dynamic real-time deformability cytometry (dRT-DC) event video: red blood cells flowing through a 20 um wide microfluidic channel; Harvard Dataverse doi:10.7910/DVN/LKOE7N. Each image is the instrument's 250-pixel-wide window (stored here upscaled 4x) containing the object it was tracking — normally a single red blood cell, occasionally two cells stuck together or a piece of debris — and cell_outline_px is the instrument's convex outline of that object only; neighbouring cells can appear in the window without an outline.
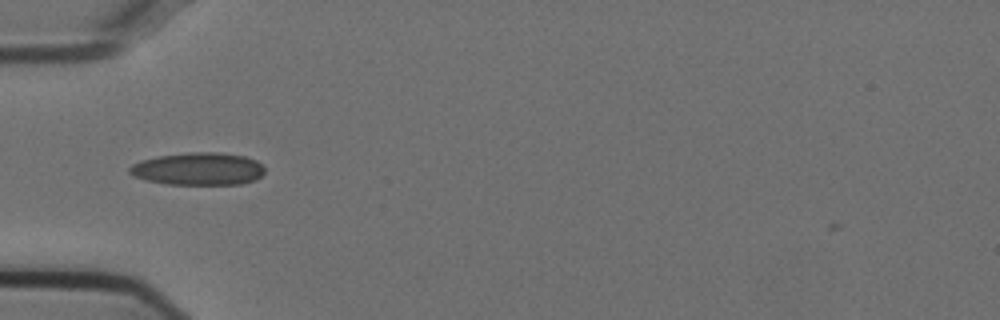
{"species": "Egyptian fruit bat (a non-hibernating species)", "species_latin": "Rousettus aegyptiacus", "temperature_condition": "cold", "stored_images_in_passage": 32, "camera_frame_rate_fps": 3000, "um_per_image_px": 0.085, "animal": {"sex": "female"}, "frame": {"image": 1, "passage_image": 1, "time_ms": 0.0, "image_size_px": [1000, 320], "cell_outline_px": [[264, 172], [256, 180], [240, 184], [168, 184], [144, 180], [132, 176], [128, 172], [128, 168], [132, 164], [140, 160], [160, 156], [188, 152], [216, 152], [244, 156], [256, 160], [264, 168]], "centroid_in_image_um": [16.81, 14.36], "position_along_channel_um": 68.2, "area_um2": 25.72}}
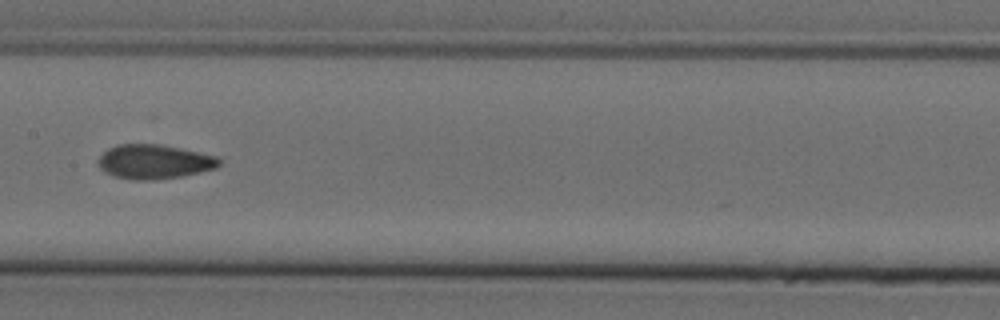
{"frame": {"image": 2, "passage_image": 11, "time_ms": 3.333, "image_size_px": [1000, 320], "cell_outline_px": [[220, 164], [216, 168], [200, 172], [180, 176], [152, 180], [132, 180], [116, 176], [104, 172], [100, 168], [96, 160], [108, 148], [116, 144], [160, 144], [200, 152], [216, 156], [220, 160]], "centroid_in_image_um": [13.08, 13.74], "position_along_channel_um": 194.3, "area_um2": 24.22}}
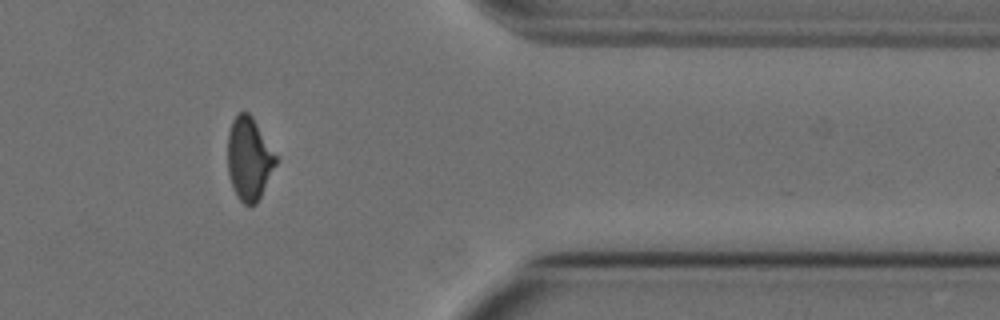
{"frame": {"image": 3, "passage_image": 28, "time_ms": 9.0, "image_size_px": [1000, 320], "cell_outline_px": [[276, 164], [256, 204], [244, 204], [236, 196], [232, 188], [228, 172], [228, 132], [232, 120], [240, 112], [248, 112], [252, 116], [276, 156]], "centroid_in_image_um": [21.14, 13.49], "position_along_channel_um": 390.3, "area_um2": 22.89}, "authors_computed_cell_mechanics": {"area_um2": 23.9292, "velocity_mm_per_s": 3.7653, "shape_relaxation_time_tau1_ms": 7.6123, "shape_relaxation_time_tau2_ms": 1.9771, "deformation_change_tau1": 0.1809, "deformation_change_tau2": 0.0812}}